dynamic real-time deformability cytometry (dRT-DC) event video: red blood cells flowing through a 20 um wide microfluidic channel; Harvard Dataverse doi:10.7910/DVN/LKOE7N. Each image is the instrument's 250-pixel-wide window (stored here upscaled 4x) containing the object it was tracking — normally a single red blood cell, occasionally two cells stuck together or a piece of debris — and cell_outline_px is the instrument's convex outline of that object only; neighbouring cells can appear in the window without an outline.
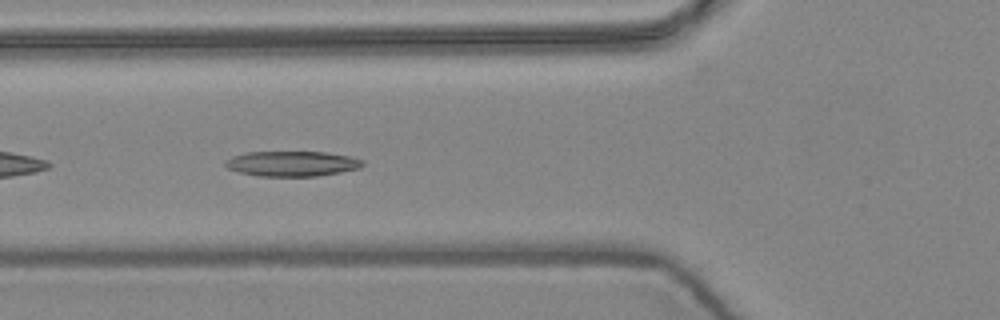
{"species": "common noctule bat (a hibernating species)", "species_latin": "Nyctalus noctula", "temperature_condition": "warm", "stored_images_in_passage": 7, "camera_frame_rate_fps": 3000, "um_per_image_px": 0.085, "animal": {"sex": "female", "body_mass_g": 24.6, "forearm_length_mm": 56.2}, "frame": {"image": 1, "passage_image": 6, "time_ms": 1.667, "image_size_px": [1000, 320], "cell_outline_px": [[364, 164], [360, 168], [340, 172], [316, 176], [260, 176], [240, 172], [228, 168], [224, 164], [224, 160], [232, 156], [248, 152], [328, 152], [352, 156], [364, 160]], "centroid_in_image_um": [24.85, 13.9], "position_along_channel_um": 100.9, "area_um2": 20.23}}
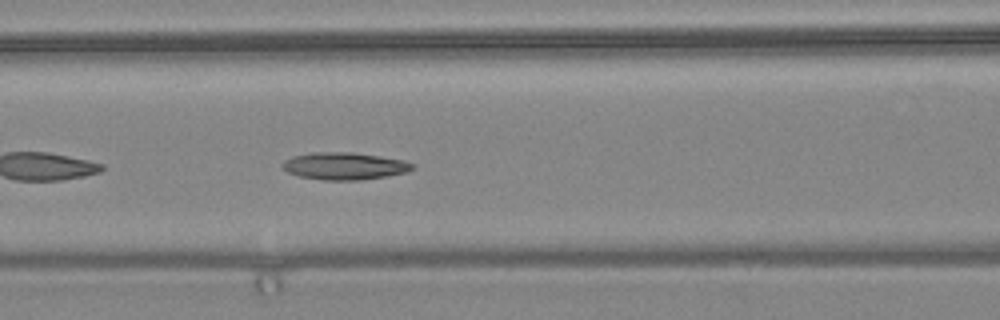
{"frame": {"image": 2, "passage_image": 7, "time_ms": 2.0, "image_size_px": [1000, 320], "cell_outline_px": [[416, 168], [408, 172], [388, 176], [360, 180], [324, 180], [300, 176], [288, 172], [280, 164], [284, 160], [292, 156], [312, 152], [352, 152], [380, 156], [404, 160], [416, 164]], "centroid_in_image_um": [29.32, 14.11], "position_along_channel_um": 137.3, "area_um2": 20.87}}